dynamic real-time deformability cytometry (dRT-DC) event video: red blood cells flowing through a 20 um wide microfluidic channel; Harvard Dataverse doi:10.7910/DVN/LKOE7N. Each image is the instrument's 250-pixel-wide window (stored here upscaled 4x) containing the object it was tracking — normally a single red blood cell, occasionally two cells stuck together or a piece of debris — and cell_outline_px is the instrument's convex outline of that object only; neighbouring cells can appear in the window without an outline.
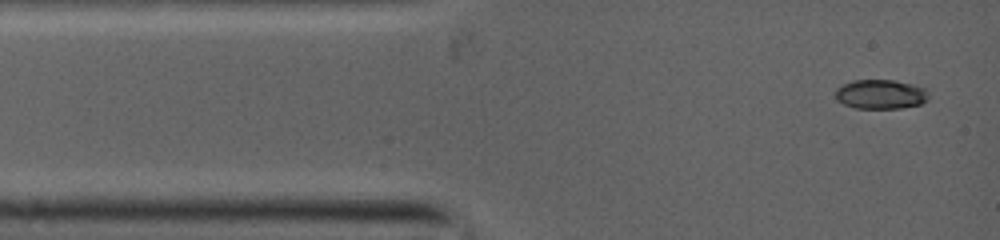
{"species": "common noctule bat (a hibernating species)", "species_latin": "Nyctalus noctula", "temperature_condition": "warm", "stored_images_in_passage": 4, "camera_frame_rate_fps": 5000, "um_per_image_px": 0.085, "animal": {"sex": "female", "body_mass_g": 19.0, "forearm_length_mm": 53.3}, "frame": {"image": 1, "passage_image": 1, "time_ms": 0.0, "image_size_px": [1000, 240], "cell_outline_px": [[928, 100], [920, 104], [900, 108], [856, 108], [844, 104], [836, 100], [836, 88], [840, 84], [852, 80], [896, 80], [912, 84], [924, 88], [928, 92]], "centroid_in_image_um": [74.83, 8.0], "position_along_channel_um": 10.2, "area_um2": 16.07}}